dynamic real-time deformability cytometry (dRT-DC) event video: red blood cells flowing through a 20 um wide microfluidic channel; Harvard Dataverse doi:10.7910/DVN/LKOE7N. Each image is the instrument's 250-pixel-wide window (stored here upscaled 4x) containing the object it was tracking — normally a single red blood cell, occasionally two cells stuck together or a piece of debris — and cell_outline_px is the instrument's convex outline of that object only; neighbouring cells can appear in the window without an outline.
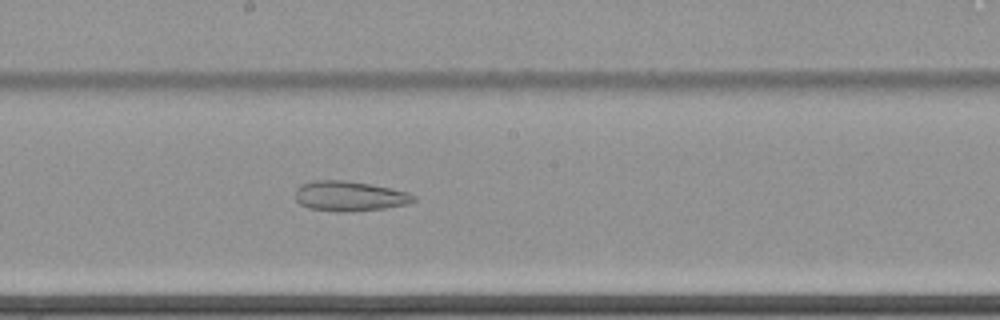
{"species": "common noctule bat (a hibernating species)", "species_latin": "Nyctalus noctula", "temperature_condition": "cold", "stored_images_in_passage": 58, "camera_frame_rate_fps": 3000, "um_per_image_px": 0.085, "animal": {"sex": "female", "body_mass_g": 22.7, "forearm_length_mm": 54.2}, "frame": {"image": 1, "passage_image": 32, "time_ms": 10.333, "image_size_px": [1000, 320], "cell_outline_px": [[416, 200], [408, 204], [384, 208], [352, 212], [336, 212], [308, 208], [300, 204], [296, 200], [296, 188], [300, 184], [312, 180], [344, 180], [392, 188], [408, 192], [416, 196]], "centroid_in_image_um": [29.7, 16.67], "position_along_channel_um": 218.5, "area_um2": 20.92}}
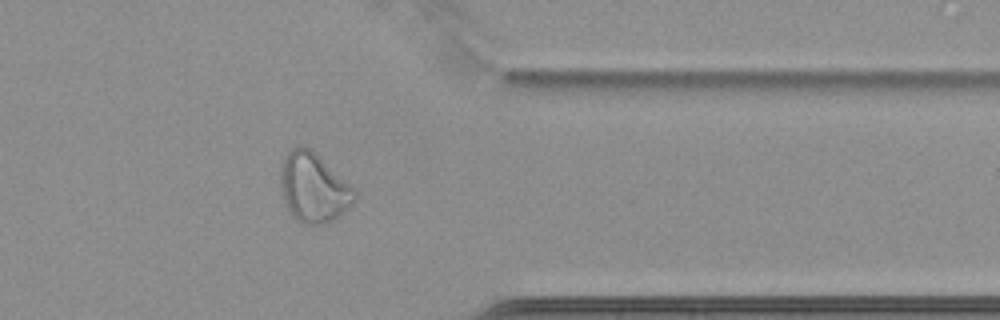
{"frame": {"image": 2, "passage_image": 47, "time_ms": 15.333, "image_size_px": [1000, 320], "cell_outline_px": [[356, 200], [340, 216], [324, 224], [300, 224], [292, 216], [284, 204], [280, 184], [280, 164], [284, 156], [296, 144], [304, 144], [316, 152], [356, 192]], "centroid_in_image_um": [26.6, 15.94], "position_along_channel_um": 384.8, "area_um2": 30.29}}